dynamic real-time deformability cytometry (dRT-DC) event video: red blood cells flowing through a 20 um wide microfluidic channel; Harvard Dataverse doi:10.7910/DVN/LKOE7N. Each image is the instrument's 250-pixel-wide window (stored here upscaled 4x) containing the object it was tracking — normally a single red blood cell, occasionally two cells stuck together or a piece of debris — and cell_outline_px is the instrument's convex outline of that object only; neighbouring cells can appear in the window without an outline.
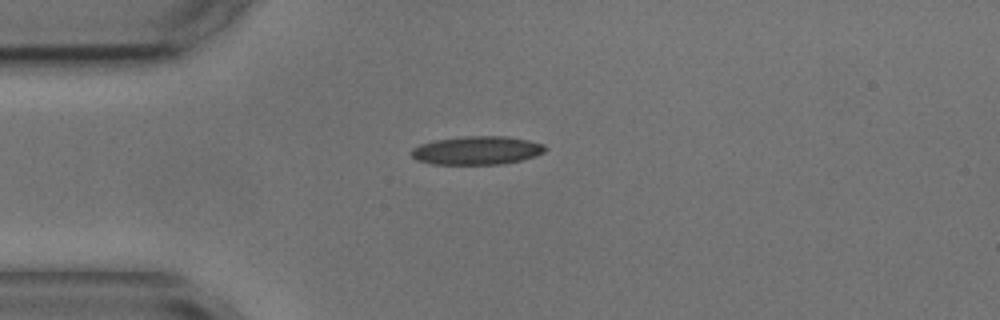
{"species": "common noctule bat (a hibernating species)", "species_latin": "Nyctalus noctula", "temperature_condition": "cold", "stored_images_in_passage": 43, "camera_frame_rate_fps": 3000, "um_per_image_px": 0.085, "animal": {"sex": "male", "body_mass_g": 17.9, "forearm_length_mm": 54.2}, "frame": {"image": 1, "passage_image": 1, "time_ms": 0.0, "image_size_px": [1000, 320], "cell_outline_px": [[548, 148], [544, 152], [536, 156], [520, 160], [500, 164], [432, 164], [416, 160], [408, 152], [412, 148], [420, 144], [436, 140], [464, 136], [508, 136], [528, 140], [544, 144]], "centroid_in_image_um": [40.53, 12.78], "position_along_channel_um": 44.5, "area_um2": 22.31}}
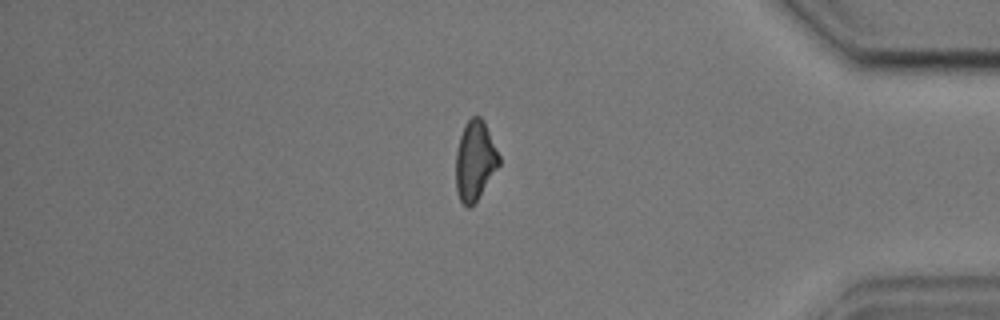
{"frame": {"image": 2, "passage_image": 34, "time_ms": 11.0, "image_size_px": [1000, 320], "cell_outline_px": [[500, 164], [476, 200], [468, 208], [460, 200], [456, 192], [456, 152], [460, 136], [464, 124], [472, 116], [480, 116], [484, 120], [500, 156]], "centroid_in_image_um": [40.37, 13.61], "position_along_channel_um": 394.8, "area_um2": 19.88}}
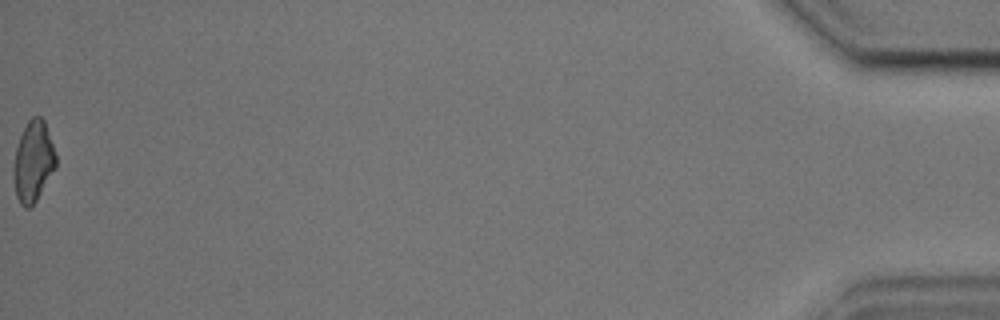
{"frame": {"image": 3, "passage_image": 43, "time_ms": 14.0, "image_size_px": [1000, 320], "cell_outline_px": [[56, 168], [36, 200], [28, 208], [24, 208], [20, 204], [16, 196], [12, 176], [12, 168], [16, 148], [20, 136], [28, 120], [32, 116], [40, 116], [44, 120], [56, 156]], "centroid_in_image_um": [2.8, 13.74], "position_along_channel_um": 432.4, "area_um2": 19.94}, "authors_computed_cell_mechanics": {"area_um2": 20.808, "velocity_mm_per_s": 3.6077, "shape_relaxation_time_tau1_ms": 6.1185, "shape_relaxation_time_tau2_ms": 4.77, "deformation_change_tau1": 0.1738, "deformation_change_tau2": 0.1562}}